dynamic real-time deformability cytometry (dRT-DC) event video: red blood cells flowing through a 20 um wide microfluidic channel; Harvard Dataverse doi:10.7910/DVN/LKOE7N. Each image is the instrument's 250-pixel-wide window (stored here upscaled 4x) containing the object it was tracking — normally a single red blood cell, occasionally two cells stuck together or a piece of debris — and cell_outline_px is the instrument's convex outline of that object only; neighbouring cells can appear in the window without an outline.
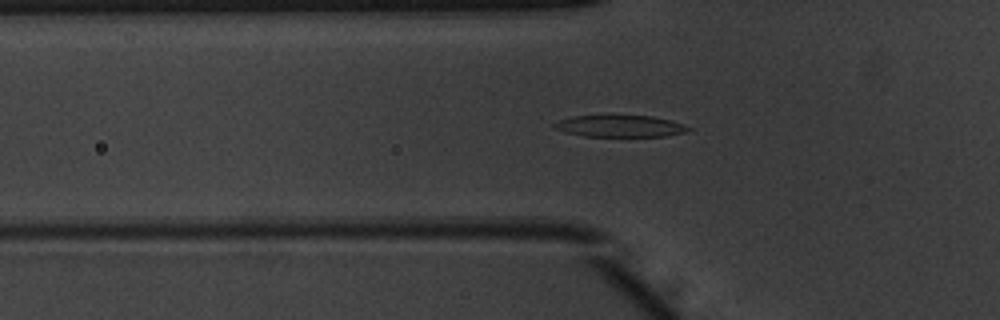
{"species": "common noctule bat (a hibernating species)", "species_latin": "Nyctalus noctula", "temperature_condition": "warm", "stored_images_in_passage": 52, "camera_frame_rate_fps": 3000, "um_per_image_px": 0.085, "animal": {"sex": "male", "body_mass_g": 20.1, "forearm_length_mm": 53.5}, "frame": {"image": 1, "passage_image": 18, "time_ms": 5.667, "image_size_px": [1000, 320], "cell_outline_px": [[692, 128], [684, 132], [668, 136], [584, 136], [564, 132], [556, 128], [552, 124], [560, 120], [572, 116], [652, 116], [672, 120], [684, 124]], "centroid_in_image_um": [52.73, 10.72], "position_along_channel_um": 73.1, "area_um2": 16.82}}
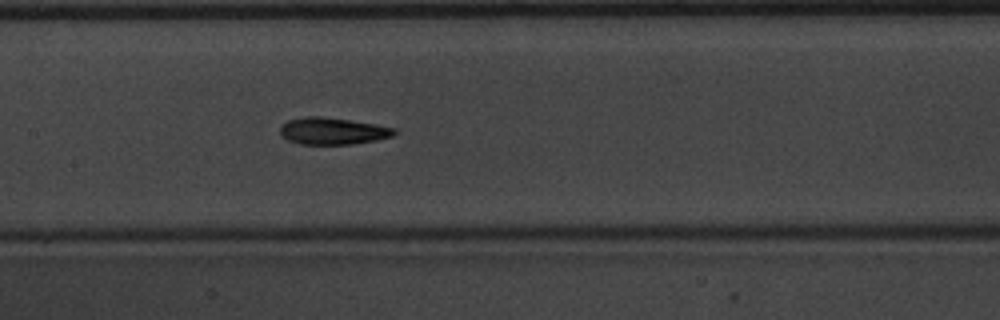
{"frame": {"image": 2, "passage_image": 26, "time_ms": 8.333, "image_size_px": [1000, 320], "cell_outline_px": [[396, 132], [392, 136], [376, 140], [352, 144], [300, 144], [288, 140], [280, 136], [280, 124], [288, 120], [308, 116], [320, 116], [376, 124], [396, 128]], "centroid_in_image_um": [28.24, 11.14], "position_along_channel_um": 179.2, "area_um2": 17.92}}
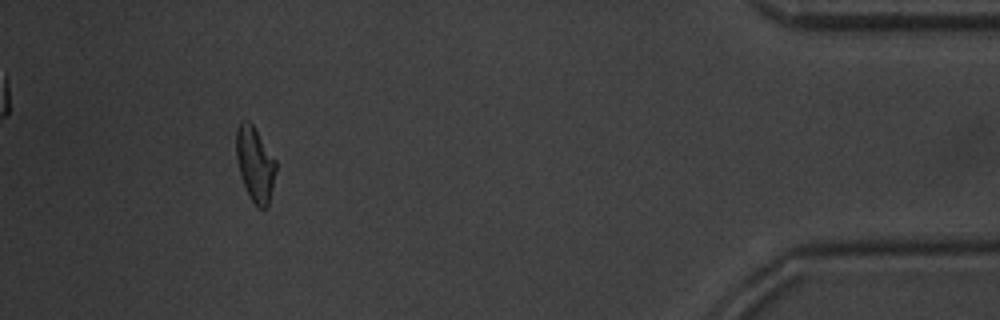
{"frame": {"image": 3, "passage_image": 48, "time_ms": 15.667, "image_size_px": [1000, 320], "cell_outline_px": [[276, 172], [268, 208], [260, 208], [248, 196], [240, 176], [236, 160], [236, 128], [240, 120], [248, 120], [252, 124], [276, 160]], "centroid_in_image_um": [21.67, 13.95], "position_along_channel_um": 413.5, "area_um2": 17.46}, "authors_computed_cell_mechanics": {"area_um2": 18.0047, "velocity_mm_per_s": 3.9392, "shape_relaxation_time_tau1_ms": 3.2027, "shape_relaxation_time_tau2_ms": 2.5175, "deformation_change_tau1": 0.1529, "deformation_change_tau2": 0.1033}}